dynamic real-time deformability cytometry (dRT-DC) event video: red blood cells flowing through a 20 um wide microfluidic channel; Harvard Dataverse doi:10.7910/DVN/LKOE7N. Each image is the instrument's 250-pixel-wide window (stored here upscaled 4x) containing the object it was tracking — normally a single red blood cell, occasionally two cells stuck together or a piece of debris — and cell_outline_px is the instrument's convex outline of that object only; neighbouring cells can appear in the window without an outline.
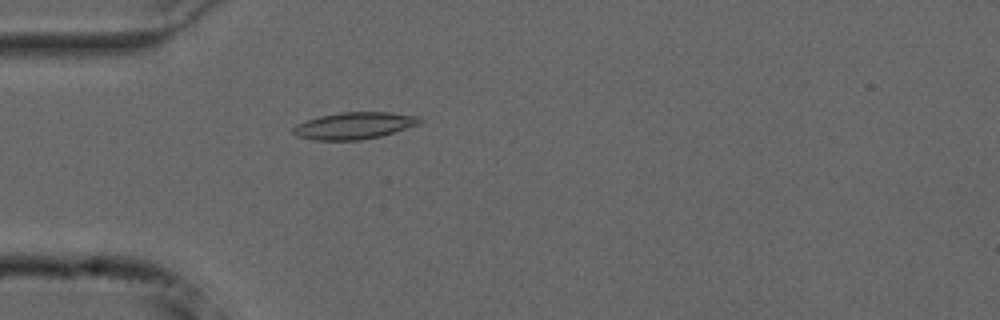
{"species": "common noctule bat (a hibernating species)", "species_latin": "Nyctalus noctula", "temperature_condition": "cold", "stored_images_in_passage": 47, "camera_frame_rate_fps": 3000, "um_per_image_px": 0.085, "animal": {"sex": "male", "forearm_length_mm": 52.5}, "frame": {"image": 1, "passage_image": 8, "time_ms": 2.333, "image_size_px": [1000, 320], "cell_outline_px": [[420, 124], [380, 136], [360, 140], [316, 140], [296, 136], [292, 132], [292, 128], [296, 124], [320, 116], [340, 112], [388, 112], [420, 116]], "centroid_in_image_um": [30.09, 10.68], "position_along_channel_um": 54.9, "area_um2": 19.71}}
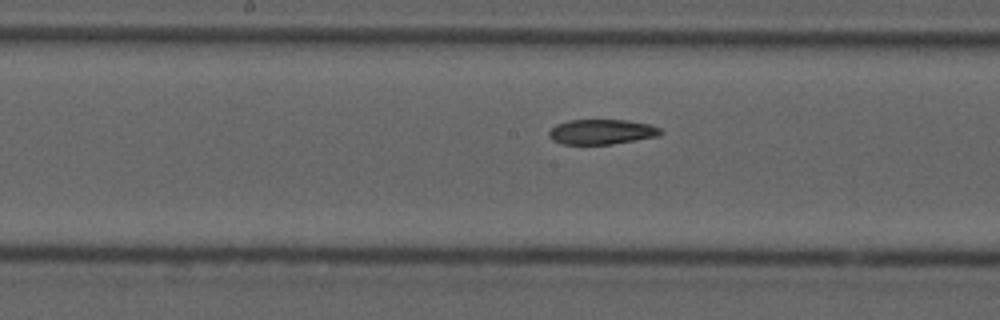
{"frame": {"image": 2, "passage_image": 20, "time_ms": 6.333, "image_size_px": [1000, 320], "cell_outline_px": [[664, 132], [660, 136], [612, 144], [564, 144], [552, 140], [548, 136], [548, 132], [556, 124], [568, 120], [628, 120], [648, 124], [660, 128]], "centroid_in_image_um": [51.15, 11.2], "position_along_channel_um": 197.0, "area_um2": 16.36}}
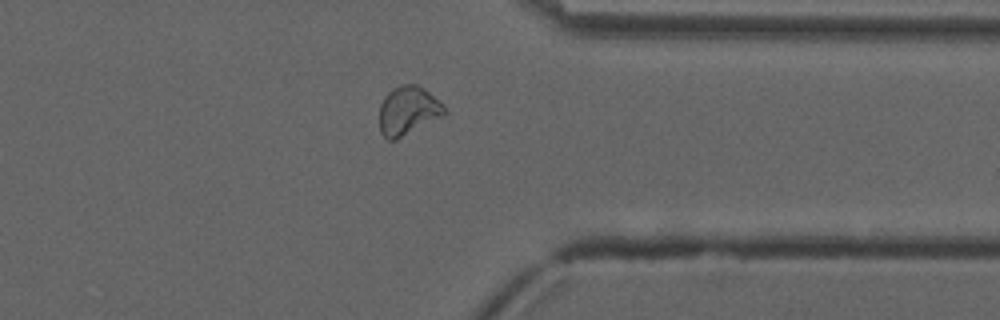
{"frame": {"image": 3, "passage_image": 35, "time_ms": 11.333, "image_size_px": [1000, 320], "cell_outline_px": [[448, 112], [444, 116], [396, 140], [388, 140], [380, 132], [380, 104], [384, 96], [392, 88], [400, 84], [416, 84], [424, 88], [444, 104]], "centroid_in_image_um": [34.7, 9.4], "position_along_channel_um": 376.7, "area_um2": 18.79}, "authors_computed_cell_mechanics": {"area_um2": 17.9758, "velocity_mm_per_s": 3.7143, "shape_relaxation_time_tau1_ms": null, "shape_relaxation_time_tau2_ms": 7.5381, "deformation_change_tau1": null, "deformation_change_tau2": 0.1252}}